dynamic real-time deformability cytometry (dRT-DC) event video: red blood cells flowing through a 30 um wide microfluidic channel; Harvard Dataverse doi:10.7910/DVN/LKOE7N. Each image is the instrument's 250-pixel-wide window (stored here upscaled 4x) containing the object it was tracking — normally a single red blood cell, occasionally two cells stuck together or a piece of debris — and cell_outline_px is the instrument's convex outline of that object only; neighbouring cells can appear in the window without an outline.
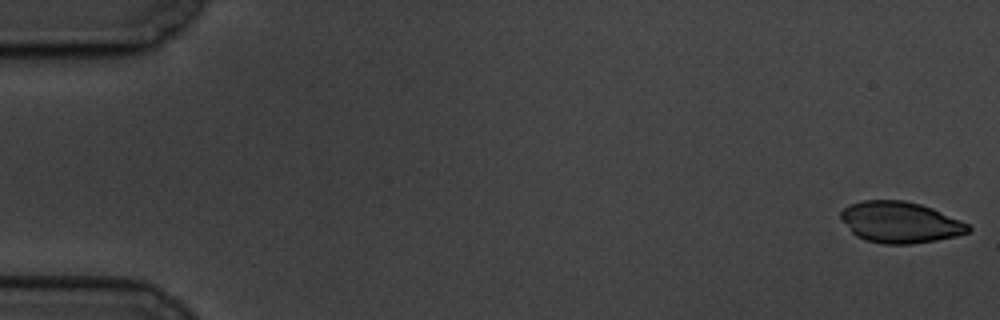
{"species": "common noctule bat (a hibernating species)", "species_latin": "Nyctalus noctula", "temperature_condition": "cold", "stored_images_in_passage": 60, "camera_frame_rate_fps": 3000, "um_per_image_px": 0.085, "animal": {"sex": "male", "body_mass_g": 19.5, "forearm_length_mm": 54.6}, "frame": {"image": 1, "passage_image": 1, "time_ms": 0.0, "image_size_px": [1000, 320], "cell_outline_px": [[972, 228], [968, 232], [956, 236], [936, 240], [912, 244], [884, 244], [864, 240], [856, 236], [840, 220], [840, 212], [848, 204], [860, 200], [904, 200], [920, 204], [932, 208], [960, 220], [968, 224]], "centroid_in_image_um": [76.46, 18.89], "position_along_channel_um": 8.5, "area_um2": 30.75}}
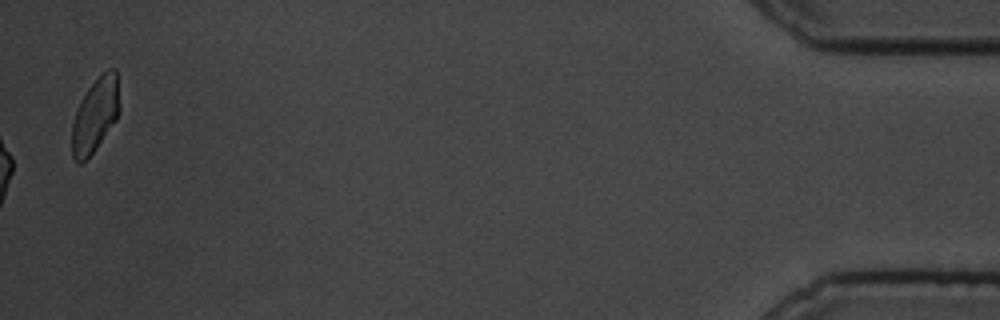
{"frame": {"image": 2, "passage_image": 60, "time_ms": 19.667, "image_size_px": [1000, 320], "cell_outline_px": [[120, 108], [116, 120], [96, 148], [80, 164], [76, 164], [72, 156], [72, 124], [76, 112], [88, 88], [108, 68], [116, 68]], "centroid_in_image_um": [8.11, 9.79], "position_along_channel_um": 427.1, "area_um2": 20.23}, "authors_computed_cell_mechanics": {"area_um2": 18.1203, "velocity_mm_per_s": 3.319, "shape_relaxation_time_tau1_ms": 3.3873, "shape_relaxation_time_tau2_ms": 1.7282, "deformation_change_tau1": 0.121, "deformation_change_tau2": 0.0709}}